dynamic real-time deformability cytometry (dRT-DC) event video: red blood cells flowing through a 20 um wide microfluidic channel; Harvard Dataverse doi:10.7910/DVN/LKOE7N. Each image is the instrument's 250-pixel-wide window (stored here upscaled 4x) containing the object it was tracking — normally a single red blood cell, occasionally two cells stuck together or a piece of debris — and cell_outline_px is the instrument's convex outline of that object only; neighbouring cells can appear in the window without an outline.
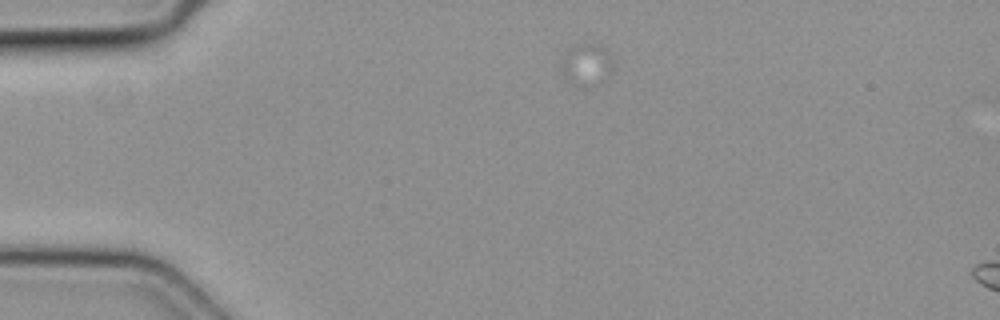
{"species": "common noctule bat (a hibernating species)", "species_latin": "Nyctalus noctula", "temperature_condition": "cold", "stored_images_in_passage": 6, "camera_frame_rate_fps": 3000, "um_per_image_px": 0.085, "animal": {"sex": "female", "body_mass_g": 19.3, "forearm_length_mm": 54.1}, "frame": {"image": 1, "passage_image": 1, "time_ms": 0.0, "image_size_px": [1000, 320], "cell_outline_px": [[612, 64], [608, 76], [584, 88], [572, 84], [564, 80], [560, 68], [560, 64], [564, 56], [576, 44], [596, 44], [612, 60]], "centroid_in_image_um": [49.76, 5.54], "position_along_channel_um": 35.2, "area_um2": 12.14}}